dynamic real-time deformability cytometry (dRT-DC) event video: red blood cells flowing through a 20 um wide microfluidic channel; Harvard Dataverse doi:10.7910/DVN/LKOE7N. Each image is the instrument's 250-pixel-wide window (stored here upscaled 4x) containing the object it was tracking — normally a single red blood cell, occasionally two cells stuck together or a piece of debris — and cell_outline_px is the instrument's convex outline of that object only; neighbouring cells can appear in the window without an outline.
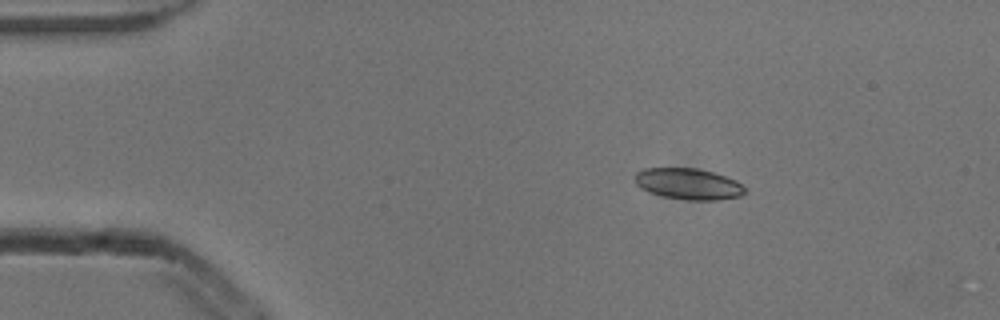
{"species": "common noctule bat (a hibernating species)", "species_latin": "Nyctalus noctula", "temperature_condition": "cold", "stored_images_in_passage": 4, "camera_frame_rate_fps": 3000, "um_per_image_px": 0.085, "animal": {"sex": "male", "body_mass_g": 13.3}, "frame": {"image": 1, "passage_image": 2, "time_ms": 0.333, "image_size_px": [1000, 320], "cell_outline_px": [[744, 192], [740, 196], [716, 200], [688, 200], [664, 196], [648, 192], [640, 188], [632, 180], [632, 176], [636, 172], [644, 168], [696, 168], [712, 172], [736, 180], [744, 188]], "centroid_in_image_um": [58.43, 15.62], "position_along_channel_um": 26.6, "area_um2": 20.0}}
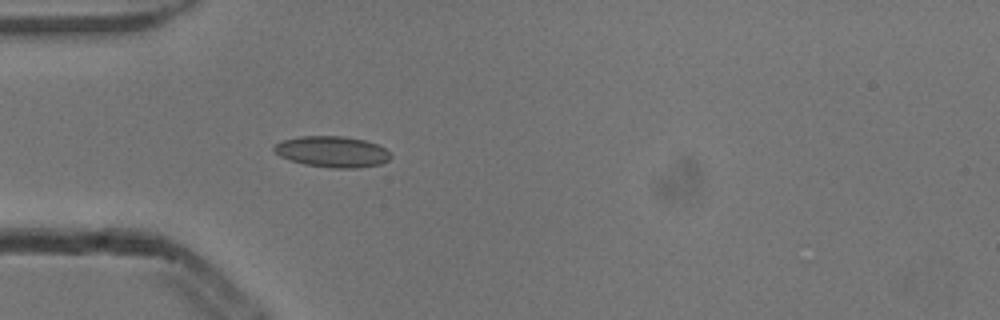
{"frame": {"image": 2, "passage_image": 4, "time_ms": 1.0, "image_size_px": [1000, 320], "cell_outline_px": [[392, 156], [388, 160], [380, 164], [360, 168], [332, 168], [304, 164], [280, 156], [272, 148], [280, 140], [300, 136], [344, 136], [364, 140], [376, 144], [384, 148]], "centroid_in_image_um": [28.23, 12.89], "position_along_channel_um": 56.8, "area_um2": 21.04}}